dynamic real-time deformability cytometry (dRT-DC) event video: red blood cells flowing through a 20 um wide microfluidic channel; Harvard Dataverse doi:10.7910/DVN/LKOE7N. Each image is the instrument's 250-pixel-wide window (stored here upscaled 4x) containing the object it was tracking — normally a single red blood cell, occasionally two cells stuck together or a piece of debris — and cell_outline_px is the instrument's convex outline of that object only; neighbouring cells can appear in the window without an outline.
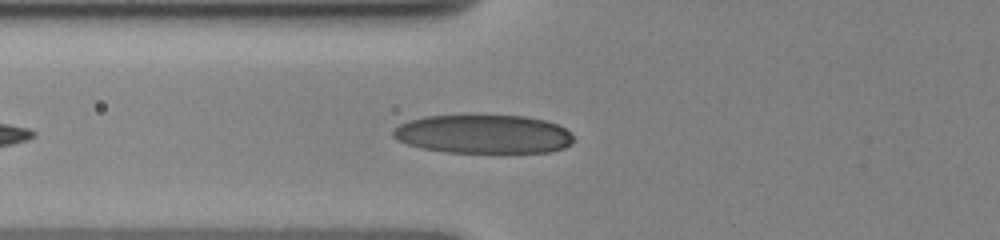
{"species": "human", "species_latin": "Homo sapiens", "temperature_condition": "cold", "stored_images_in_passage": 16, "camera_frame_rate_fps": 3000, "um_per_image_px": 0.085, "donor": {"sex": "female"}, "frame": {"image": 1, "passage_image": 4, "time_ms": 1.333, "image_size_px": [1000, 240], "cell_outline_px": [[576, 140], [572, 144], [564, 148], [548, 152], [444, 152], [420, 148], [408, 144], [392, 136], [392, 132], [400, 124], [412, 120], [428, 116], [524, 116], [544, 120], [556, 124], [564, 128]], "centroid_in_image_um": [41.12, 11.41], "position_along_channel_um": 84.7, "area_um2": 40.34}}
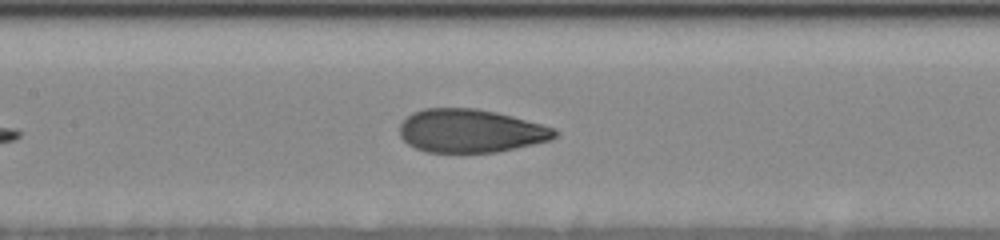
{"frame": {"image": 2, "passage_image": 10, "time_ms": 3.667, "image_size_px": [1000, 240], "cell_outline_px": [[556, 136], [552, 140], [516, 148], [496, 152], [424, 152], [408, 144], [400, 136], [400, 124], [412, 112], [424, 108], [476, 108], [496, 112], [512, 116], [540, 124], [552, 128], [556, 132]], "centroid_in_image_um": [39.97, 11.12], "position_along_channel_um": 167.4, "area_um2": 39.02}}
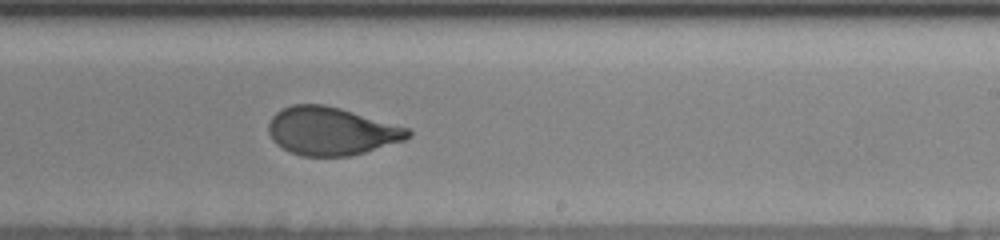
{"frame": {"image": 3, "passage_image": 16, "time_ms": 6.333, "image_size_px": [1000, 240], "cell_outline_px": [[412, 136], [404, 140], [364, 152], [348, 156], [300, 156], [276, 144], [272, 140], [268, 132], [268, 124], [272, 116], [280, 108], [292, 104], [324, 104], [340, 108], [408, 128], [412, 132]], "centroid_in_image_um": [28.12, 11.13], "position_along_channel_um": 260.9, "area_um2": 38.96}}